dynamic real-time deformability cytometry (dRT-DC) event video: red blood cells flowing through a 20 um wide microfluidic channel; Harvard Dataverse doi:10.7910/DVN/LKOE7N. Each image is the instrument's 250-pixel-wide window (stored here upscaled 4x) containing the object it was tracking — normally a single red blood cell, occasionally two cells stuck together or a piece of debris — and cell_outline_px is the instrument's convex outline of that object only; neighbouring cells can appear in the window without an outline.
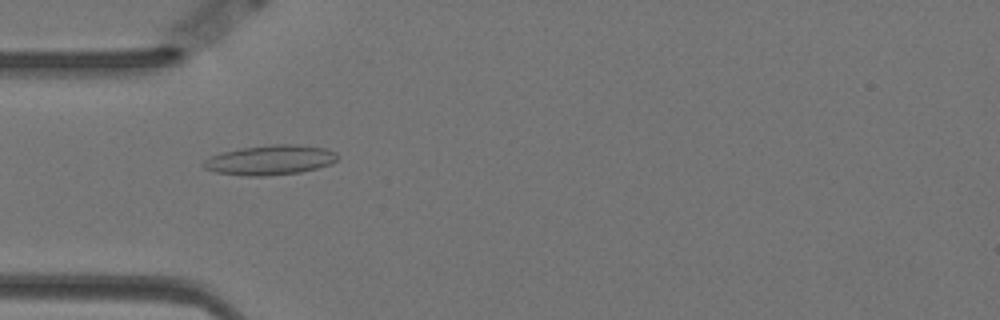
{"species": "Egyptian fruit bat (a non-hibernating species)", "species_latin": "Rousettus aegyptiacus", "temperature_condition": "warm", "stored_images_in_passage": 49, "camera_frame_rate_fps": 3000, "um_per_image_px": 0.085, "animal": {"sex": "female"}, "frame": {"image": 1, "passage_image": 17, "time_ms": 5.333, "image_size_px": [1000, 320], "cell_outline_px": [[340, 156], [332, 164], [300, 172], [264, 176], [244, 176], [216, 172], [204, 168], [200, 164], [204, 160], [212, 156], [224, 152], [240, 148], [272, 144], [296, 144], [324, 148], [336, 152]], "centroid_in_image_um": [22.97, 13.6], "position_along_channel_um": 62.0, "area_um2": 23.29}}
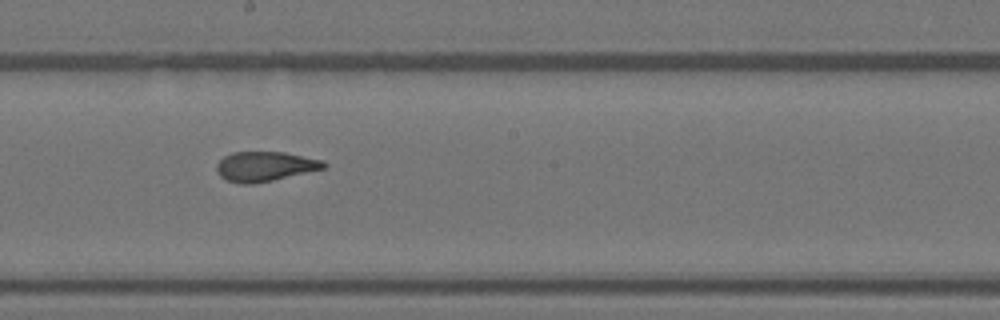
{"frame": {"image": 2, "passage_image": 31, "time_ms": 10.0, "image_size_px": [1000, 320], "cell_outline_px": [[328, 164], [324, 168], [272, 180], [252, 184], [240, 184], [224, 180], [216, 172], [216, 164], [224, 156], [232, 152], [284, 152], [324, 160]], "centroid_in_image_um": [22.48, 14.14], "position_along_channel_um": 225.7, "area_um2": 18.61}}
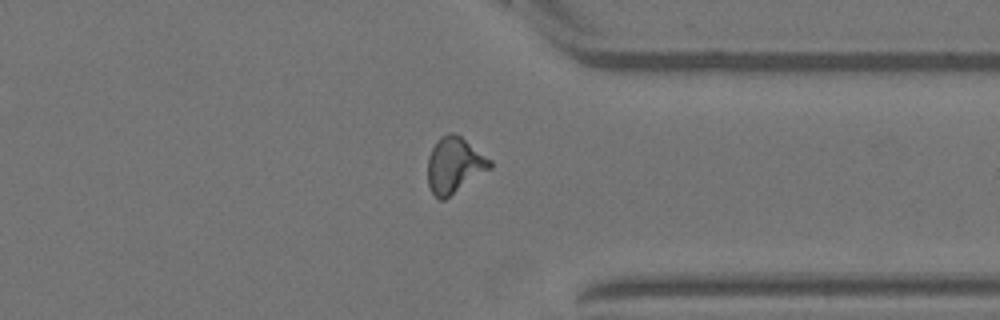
{"frame": {"image": 3, "passage_image": 44, "time_ms": 14.333, "image_size_px": [1000, 320], "cell_outline_px": [[492, 168], [444, 200], [440, 200], [432, 192], [428, 184], [428, 156], [436, 140], [440, 136], [448, 132], [452, 132], [460, 136], [492, 160]], "centroid_in_image_um": [38.62, 14.03], "position_along_channel_um": 372.8, "area_um2": 20.29}, "authors_computed_cell_mechanics": {"area_um2": 19.4786, "velocity_mm_per_s": 3.4889, "shape_relaxation_time_tau1_ms": null, "shape_relaxation_time_tau2_ms": 1.8721, "deformation_change_tau1": null, "deformation_change_tau2": 0.0993}}